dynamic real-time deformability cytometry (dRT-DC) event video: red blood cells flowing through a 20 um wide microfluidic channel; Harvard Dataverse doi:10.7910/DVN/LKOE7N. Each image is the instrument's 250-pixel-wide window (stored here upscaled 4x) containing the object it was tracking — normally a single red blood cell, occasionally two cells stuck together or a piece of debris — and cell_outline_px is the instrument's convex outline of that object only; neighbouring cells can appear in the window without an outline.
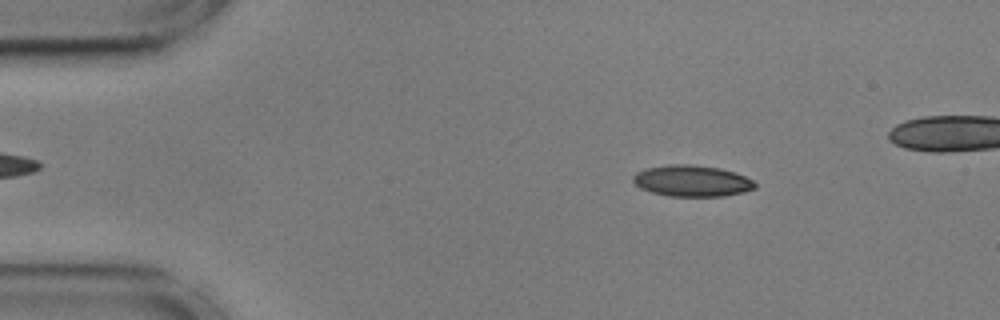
{"species": "common noctule bat (a hibernating species)", "species_latin": "Nyctalus noctula", "temperature_condition": "cold", "stored_images_in_passage": 48, "camera_frame_rate_fps": 3000, "um_per_image_px": 0.085, "animal": {"sex": "male", "body_mass_g": 17.9, "forearm_length_mm": 54.2}, "frame": {"image": 1, "passage_image": 6, "time_ms": 1.667, "image_size_px": [1000, 320], "cell_outline_px": [[756, 188], [744, 192], [724, 196], [668, 196], [652, 192], [640, 188], [632, 180], [632, 176], [636, 172], [644, 168], [668, 164], [692, 164], [720, 168], [736, 172], [752, 180], [756, 184]], "centroid_in_image_um": [58.8, 15.36], "position_along_channel_um": 26.2, "area_um2": 22.43}}
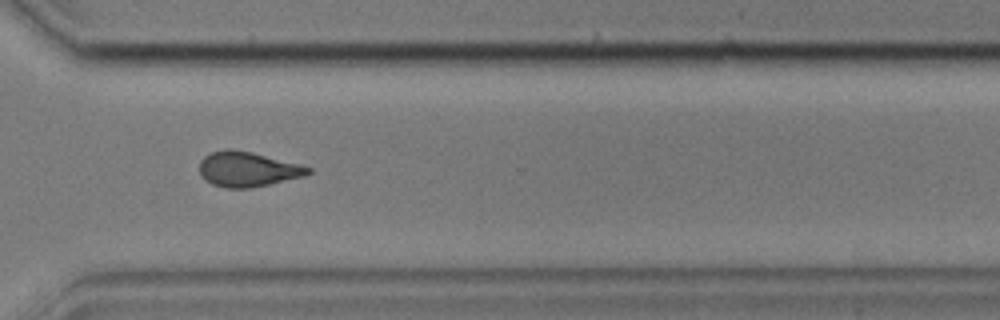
{"frame": {"image": 2, "passage_image": 38, "time_ms": 12.333, "image_size_px": [1000, 320], "cell_outline_px": [[312, 172], [304, 176], [252, 188], [228, 188], [212, 184], [204, 180], [200, 176], [200, 160], [204, 156], [212, 152], [224, 148], [232, 148], [252, 152], [300, 164], [312, 168]], "centroid_in_image_um": [21.03, 14.37], "position_along_channel_um": 349.6, "area_um2": 22.31}}
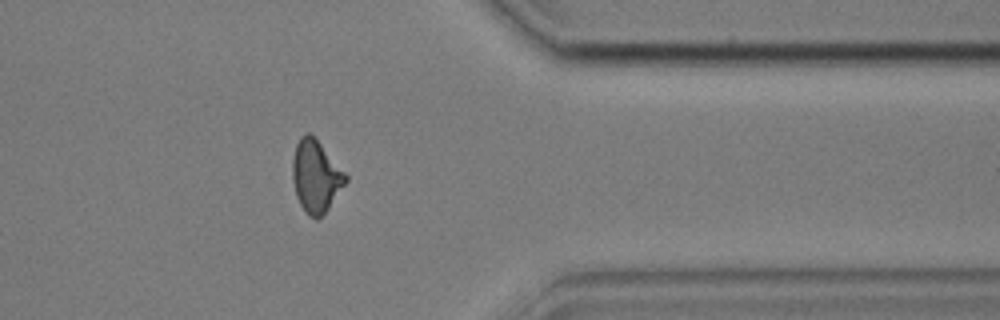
{"frame": {"image": 3, "passage_image": 42, "time_ms": 13.667, "image_size_px": [1000, 320], "cell_outline_px": [[348, 180], [328, 208], [316, 220], [308, 216], [304, 212], [296, 196], [292, 180], [292, 160], [296, 144], [300, 136], [304, 132], [308, 132], [320, 144], [348, 176]], "centroid_in_image_um": [26.81, 15.0], "position_along_channel_um": 384.6, "area_um2": 22.14}}